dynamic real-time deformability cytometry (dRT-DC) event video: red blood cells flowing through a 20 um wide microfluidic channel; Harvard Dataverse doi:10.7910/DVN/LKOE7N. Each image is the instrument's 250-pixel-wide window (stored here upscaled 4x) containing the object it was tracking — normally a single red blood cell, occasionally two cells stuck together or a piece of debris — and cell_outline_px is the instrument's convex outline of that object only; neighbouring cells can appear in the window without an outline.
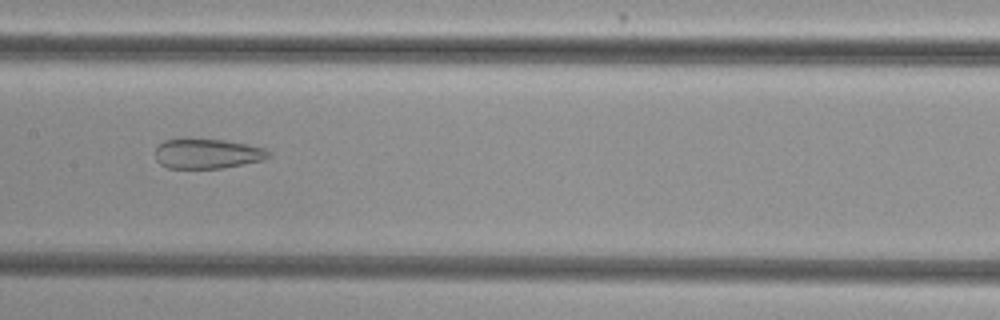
{"species": "common noctule bat (a hibernating species)", "species_latin": "Nyctalus noctula", "temperature_condition": "cold", "stored_images_in_passage": 54, "camera_frame_rate_fps": 3000, "um_per_image_px": 0.085, "animal": {"sex": "female", "body_mass_g": 29.2, "forearm_length_mm": 56.3}, "frame": {"image": 1, "passage_image": 28, "time_ms": 9.0, "image_size_px": [1000, 320], "cell_outline_px": [[272, 156], [264, 160], [220, 168], [168, 168], [160, 164], [156, 160], [156, 148], [164, 140], [188, 136], [224, 140], [264, 148]], "centroid_in_image_um": [17.57, 13.03], "position_along_channel_um": 189.8, "area_um2": 20.11}}
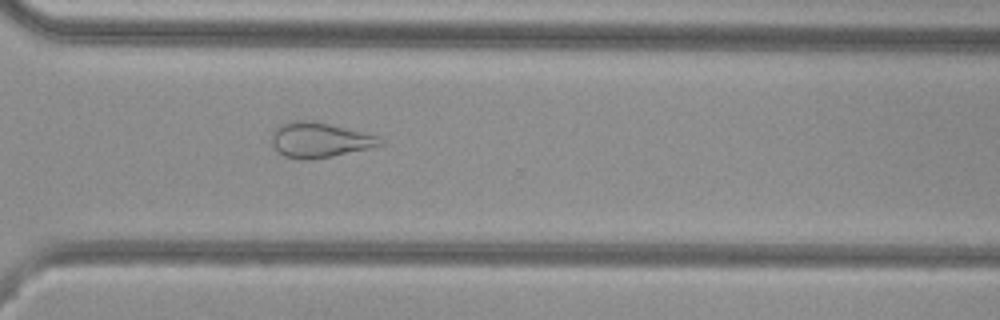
{"frame": {"image": 2, "passage_image": 40, "time_ms": 13.0, "image_size_px": [1000, 320], "cell_outline_px": [[384, 144], [372, 148], [312, 160], [296, 160], [284, 156], [272, 144], [272, 132], [280, 124], [292, 120], [312, 120], [376, 136]], "centroid_in_image_um": [27.11, 11.91], "position_along_channel_um": 343.5, "area_um2": 22.02}}
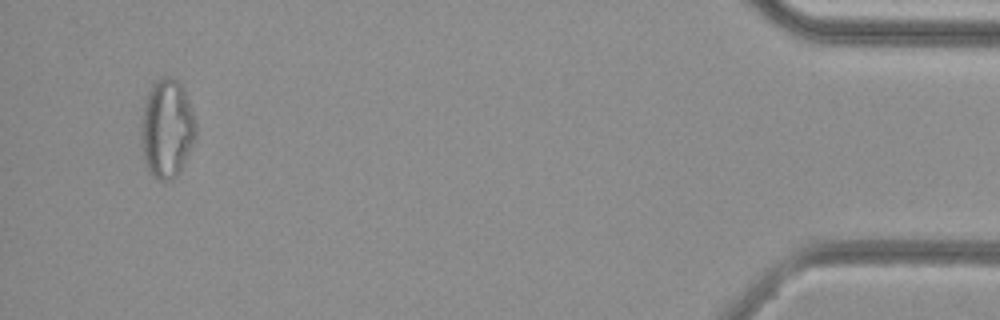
{"frame": {"image": 3, "passage_image": 52, "time_ms": 17.0, "image_size_px": [1000, 320], "cell_outline_px": [[196, 136], [184, 164], [180, 172], [172, 180], [160, 180], [152, 176], [148, 172], [144, 164], [140, 148], [140, 128], [144, 108], [148, 92], [156, 80], [160, 76], [168, 76], [176, 80], [180, 84], [188, 100], [196, 124]], "centroid_in_image_um": [14.15, 10.99], "position_along_channel_um": 421.0, "area_um2": 31.73}}